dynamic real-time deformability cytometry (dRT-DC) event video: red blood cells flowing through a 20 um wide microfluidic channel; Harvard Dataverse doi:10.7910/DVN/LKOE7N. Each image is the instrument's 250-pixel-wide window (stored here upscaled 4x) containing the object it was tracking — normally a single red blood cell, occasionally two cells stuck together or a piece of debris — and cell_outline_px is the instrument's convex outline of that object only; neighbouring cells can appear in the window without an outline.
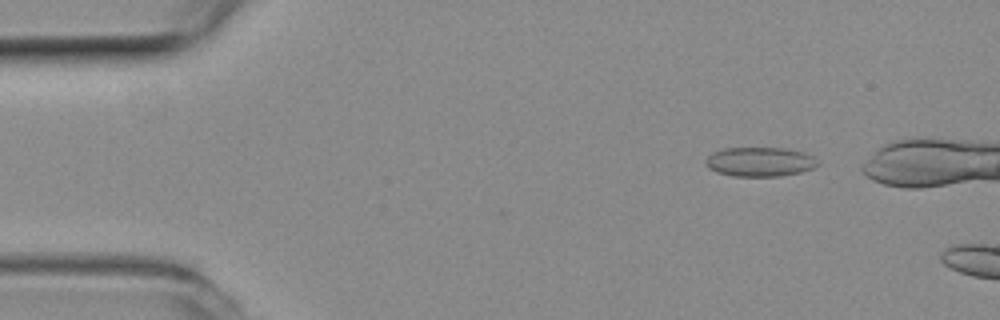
{"species": "common noctule bat (a hibernating species)", "species_latin": "Nyctalus noctula", "temperature_condition": "room temperature", "stored_images_in_passage": 6, "camera_frame_rate_fps": 3000, "um_per_image_px": 0.085, "animal": {"sex": "female", "body_mass_g": 19.3, "forearm_length_mm": 54.1}, "frame": {"image": 1, "passage_image": 2, "time_ms": 0.333, "image_size_px": [1000, 320], "cell_outline_px": [[820, 164], [816, 168], [800, 172], [780, 176], [732, 176], [716, 172], [708, 168], [704, 164], [704, 160], [712, 152], [724, 148], [788, 148], [804, 152], [812, 156]], "centroid_in_image_um": [64.58, 13.75], "position_along_channel_um": 20.4, "area_um2": 19.42}}